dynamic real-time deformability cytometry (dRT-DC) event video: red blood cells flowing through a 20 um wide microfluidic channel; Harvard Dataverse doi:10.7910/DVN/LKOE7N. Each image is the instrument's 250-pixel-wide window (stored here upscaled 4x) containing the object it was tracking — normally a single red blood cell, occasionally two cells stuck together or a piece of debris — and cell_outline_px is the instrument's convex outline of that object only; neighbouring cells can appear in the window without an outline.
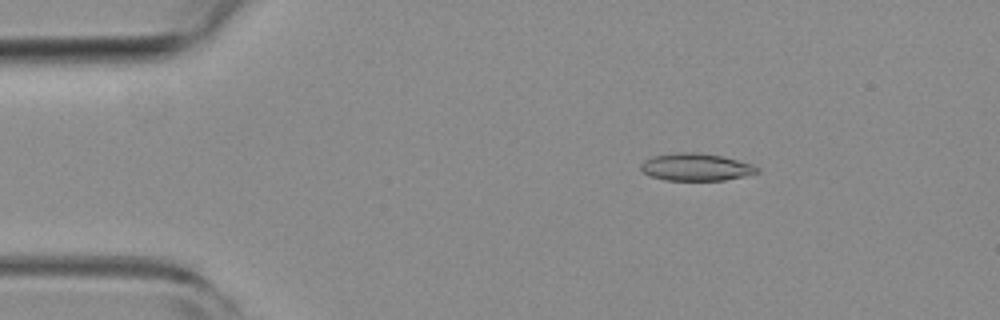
{"species": "common noctule bat (a hibernating species)", "species_latin": "Nyctalus noctula", "temperature_condition": "room temperature", "stored_images_in_passage": 54, "camera_frame_rate_fps": 3000, "um_per_image_px": 0.085, "animal": {"sex": "female", "body_mass_g": 19.3, "forearm_length_mm": 54.1}, "frame": {"image": 1, "passage_image": 9, "time_ms": 2.667, "image_size_px": [1000, 320], "cell_outline_px": [[760, 172], [744, 176], [724, 180], [664, 180], [652, 176], [644, 172], [640, 168], [640, 164], [644, 160], [652, 156], [676, 152], [696, 152], [720, 156], [752, 164], [760, 168]], "centroid_in_image_um": [59.15, 14.2], "position_along_channel_um": 25.9, "area_um2": 18.5}}
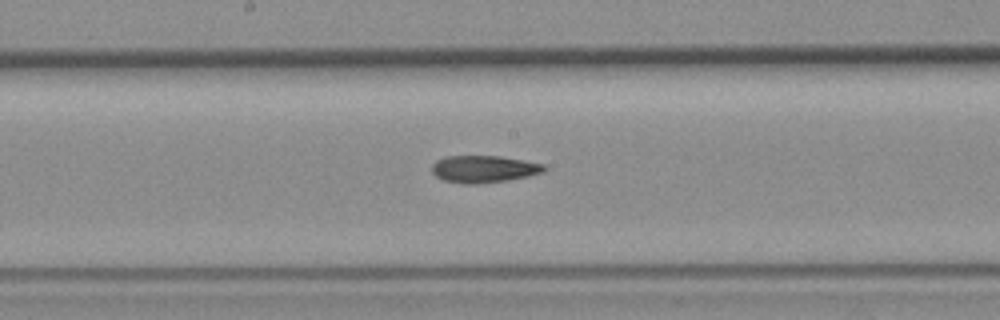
{"frame": {"image": 2, "passage_image": 28, "time_ms": 9.0, "image_size_px": [1000, 320], "cell_outline_px": [[548, 168], [544, 172], [528, 176], [508, 180], [480, 184], [464, 184], [444, 180], [436, 176], [432, 172], [432, 164], [436, 160], [444, 156], [500, 156], [524, 160], [544, 164]], "centroid_in_image_um": [41.13, 14.36], "position_along_channel_um": 207.1, "area_um2": 17.92}}
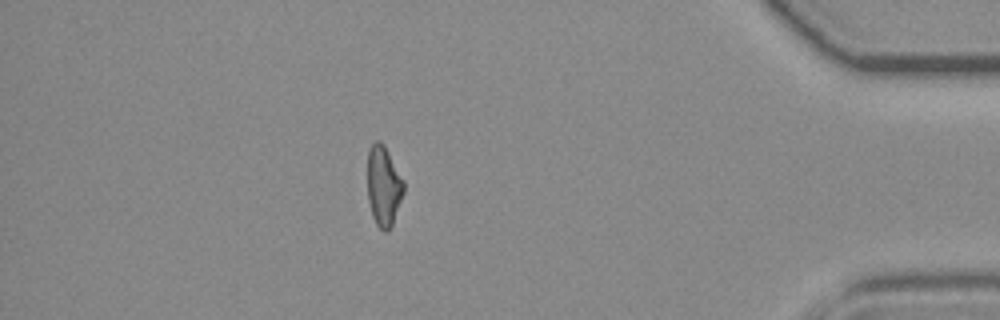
{"frame": {"image": 3, "passage_image": 47, "time_ms": 15.333, "image_size_px": [1000, 320], "cell_outline_px": [[404, 192], [392, 224], [388, 232], [384, 232], [376, 224], [372, 216], [368, 200], [368, 148], [376, 140], [380, 140], [384, 144], [404, 180]], "centroid_in_image_um": [32.6, 15.79], "position_along_channel_um": 402.6, "area_um2": 16.99}, "authors_computed_cell_mechanics": {"area_um2": 17.9469, "velocity_mm_per_s": 3.8473, "shape_relaxation_time_tau1_ms": null, "shape_relaxation_time_tau2_ms": 5.8011, "deformation_change_tau1": null, "deformation_change_tau2": 0.1546}}